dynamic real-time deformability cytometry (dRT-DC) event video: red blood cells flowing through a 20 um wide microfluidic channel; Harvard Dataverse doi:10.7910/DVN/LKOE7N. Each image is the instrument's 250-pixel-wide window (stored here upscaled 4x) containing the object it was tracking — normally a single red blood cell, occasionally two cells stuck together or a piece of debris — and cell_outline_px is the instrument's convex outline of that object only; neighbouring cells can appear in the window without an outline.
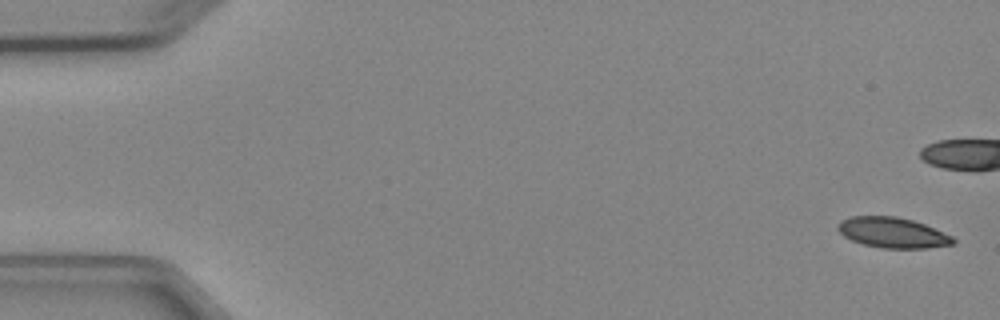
{"species": "Egyptian fruit bat (a non-hibernating species)", "species_latin": "Rousettus aegyptiacus", "temperature_condition": "cold", "stored_images_in_passage": 5, "camera_frame_rate_fps": 3000, "um_per_image_px": 0.085, "animal": {"sex": "female"}, "frame": {"image": 1, "passage_image": 1, "time_ms": 0.0, "image_size_px": [1000, 320], "cell_outline_px": [[956, 240], [952, 244], [928, 248], [880, 248], [864, 244], [852, 240], [844, 236], [836, 228], [836, 224], [840, 220], [852, 216], [896, 216], [912, 220], [924, 224], [952, 236]], "centroid_in_image_um": [75.84, 19.77], "position_along_channel_um": 9.2, "area_um2": 20.4}}
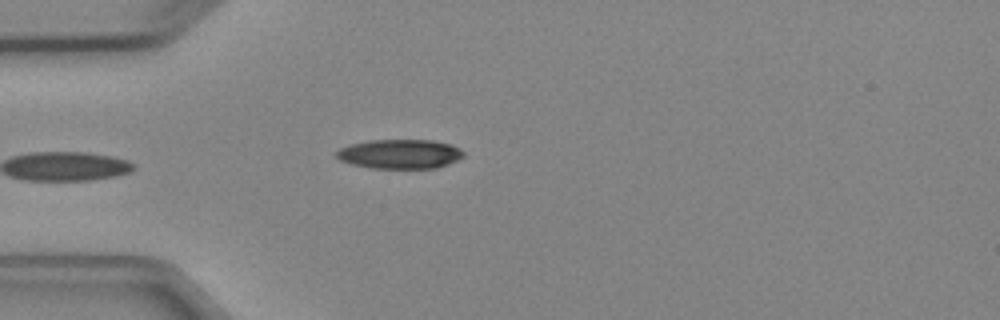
{"frame": {"image": 2, "passage_image": 5, "time_ms": 5.333, "image_size_px": [1000, 320], "cell_outline_px": [[464, 156], [448, 164], [436, 168], [372, 168], [352, 164], [340, 160], [336, 156], [336, 152], [340, 148], [348, 144], [368, 140], [432, 140], [452, 144], [460, 148], [464, 152]], "centroid_in_image_um": [33.99, 13.08], "position_along_channel_um": 51.0, "area_um2": 21.85}}